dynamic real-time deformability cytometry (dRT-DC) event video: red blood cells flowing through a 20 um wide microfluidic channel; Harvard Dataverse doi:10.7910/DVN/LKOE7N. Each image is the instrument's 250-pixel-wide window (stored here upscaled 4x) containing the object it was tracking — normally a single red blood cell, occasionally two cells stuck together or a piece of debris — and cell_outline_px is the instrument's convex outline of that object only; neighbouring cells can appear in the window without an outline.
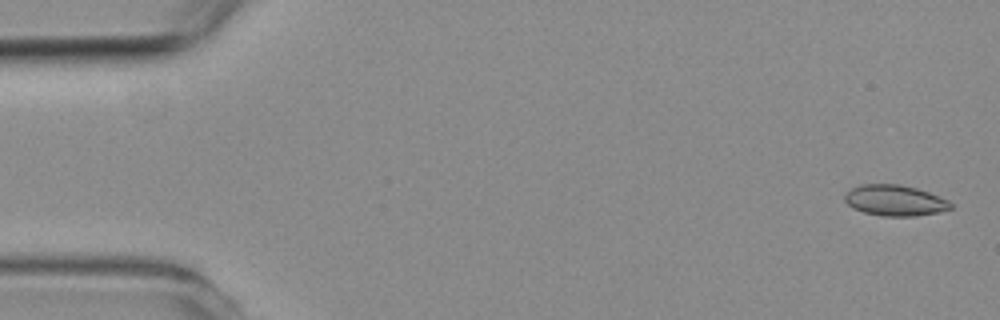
{"species": "common noctule bat (a hibernating species)", "species_latin": "Nyctalus noctula", "temperature_condition": "room temperature", "stored_images_in_passage": 5, "camera_frame_rate_fps": 3000, "um_per_image_px": 0.085, "animal": {"sex": "female", "body_mass_g": 19.3, "forearm_length_mm": 54.1}, "frame": {"image": 1, "passage_image": 1, "time_ms": 0.0, "image_size_px": [1000, 320], "cell_outline_px": [[952, 208], [936, 212], [916, 216], [884, 216], [864, 212], [852, 208], [844, 200], [844, 196], [852, 188], [860, 184], [900, 184], [916, 188], [928, 192], [948, 200], [952, 204]], "centroid_in_image_um": [76.05, 17.03], "position_along_channel_um": 9.0, "area_um2": 18.9}}
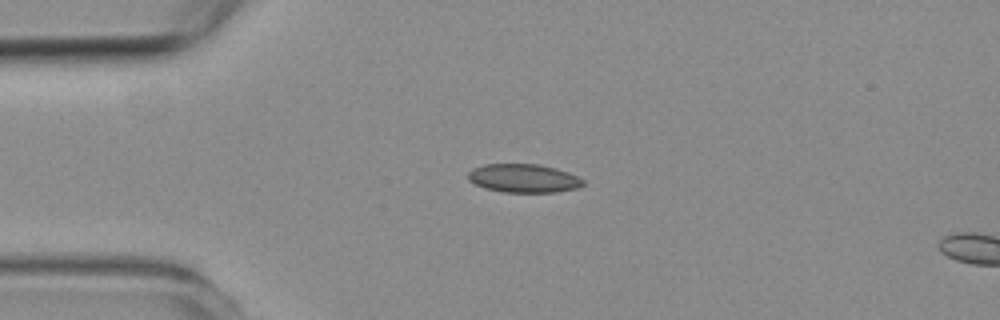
{"frame": {"image": 2, "passage_image": 4, "time_ms": 3.667, "image_size_px": [1000, 320], "cell_outline_px": [[584, 184], [576, 188], [556, 192], [504, 192], [484, 188], [468, 180], [468, 172], [472, 168], [484, 164], [540, 164], [556, 168], [568, 172], [584, 180]], "centroid_in_image_um": [44.48, 15.15], "position_along_channel_um": 40.5, "area_um2": 19.13}}